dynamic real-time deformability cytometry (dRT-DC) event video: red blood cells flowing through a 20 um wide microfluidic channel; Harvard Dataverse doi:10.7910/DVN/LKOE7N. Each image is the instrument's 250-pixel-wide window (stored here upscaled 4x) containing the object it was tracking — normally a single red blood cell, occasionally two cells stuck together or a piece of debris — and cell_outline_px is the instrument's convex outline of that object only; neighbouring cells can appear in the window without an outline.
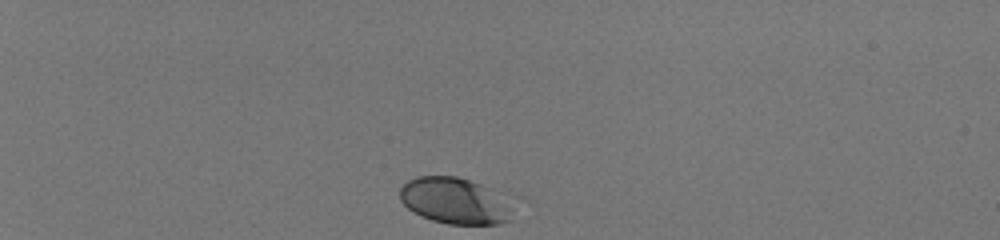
{"species": "human", "species_latin": "Homo sapiens", "temperature_condition": "room temperature", "stored_images_in_passage": 35, "camera_frame_rate_fps": 3000, "um_per_image_px": 0.085, "donor": {"sex": "male"}, "frame": {"image": 1, "passage_image": 1, "time_ms": 0.0, "image_size_px": [1000, 240], "cell_outline_px": [[524, 196], [512, 220], [496, 224], [448, 224], [432, 220], [420, 216], [408, 208], [400, 200], [400, 188], [408, 180], [416, 176], [456, 176]], "centroid_in_image_um": [38.99, 17.05], "position_along_channel_um": 46.0, "area_um2": 32.95}}
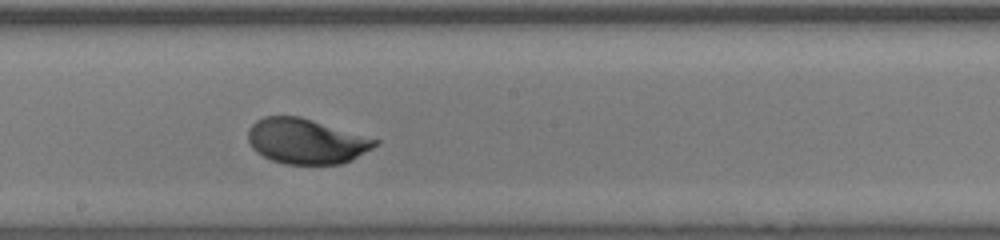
{"frame": {"image": 2, "passage_image": 20, "time_ms": 6.333, "image_size_px": [1000, 240], "cell_outline_px": [[380, 144], [340, 164], [284, 164], [272, 160], [256, 152], [252, 148], [248, 140], [248, 128], [256, 120], [264, 116], [300, 116], [380, 140]], "centroid_in_image_um": [25.99, 11.99], "position_along_channel_um": 222.2, "area_um2": 33.29}}
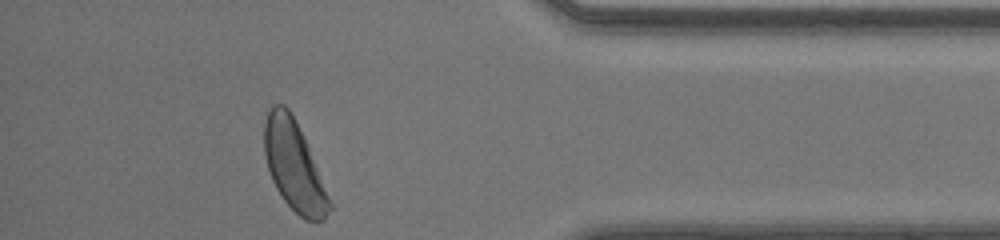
{"frame": {"image": 3, "passage_image": 35, "time_ms": 11.333, "image_size_px": [1000, 240], "cell_outline_px": [[332, 208], [324, 220], [304, 220], [284, 200], [276, 188], [272, 180], [268, 168], [264, 152], [264, 120], [268, 108], [272, 104], [284, 104], [288, 108], [308, 148], [332, 204]], "centroid_in_image_um": [24.95, 14.1], "position_along_channel_um": 410.2, "area_um2": 33.23}, "authors_computed_cell_mechanics": {"area_um2": 32.946, "velocity_mm_per_s": 4.0935, "shape_relaxation_time_tau1_ms": 1.5711, "shape_relaxation_time_tau2_ms": null, "deformation_change_tau1": 0.1103, "deformation_change_tau2": null}}